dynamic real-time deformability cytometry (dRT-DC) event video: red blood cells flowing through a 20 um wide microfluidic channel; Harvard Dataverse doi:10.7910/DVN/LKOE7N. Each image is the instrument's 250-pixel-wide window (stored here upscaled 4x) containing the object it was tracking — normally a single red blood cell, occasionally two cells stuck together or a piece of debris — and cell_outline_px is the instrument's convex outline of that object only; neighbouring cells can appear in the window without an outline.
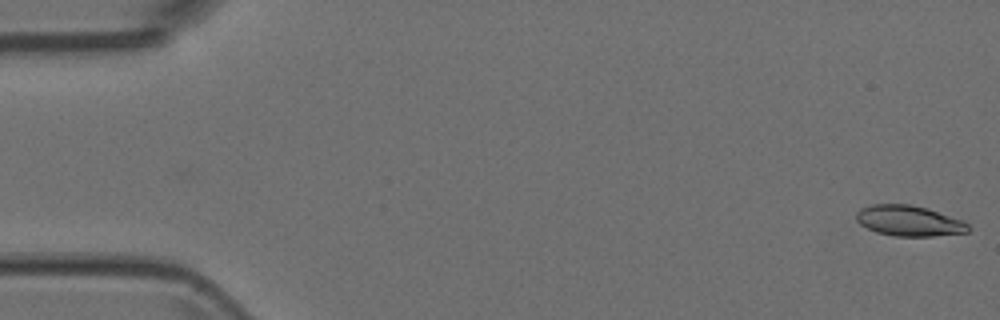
{"species": "Egyptian fruit bat (a non-hibernating species)", "species_latin": "Rousettus aegyptiacus", "temperature_condition": "room temperature", "stored_images_in_passage": 2, "camera_frame_rate_fps": 3000, "um_per_image_px": 0.085, "animal": {"sex": "female"}, "frame": {"image": 1, "passage_image": 2, "time_ms": 0.333, "image_size_px": [1000, 320], "cell_outline_px": [[972, 228], [968, 232], [932, 236], [892, 236], [876, 232], [860, 224], [856, 220], [856, 212], [860, 208], [872, 204], [908, 204], [928, 208], [964, 220]], "centroid_in_image_um": [77.28, 18.76], "position_along_channel_um": 7.7, "area_um2": 20.17}}